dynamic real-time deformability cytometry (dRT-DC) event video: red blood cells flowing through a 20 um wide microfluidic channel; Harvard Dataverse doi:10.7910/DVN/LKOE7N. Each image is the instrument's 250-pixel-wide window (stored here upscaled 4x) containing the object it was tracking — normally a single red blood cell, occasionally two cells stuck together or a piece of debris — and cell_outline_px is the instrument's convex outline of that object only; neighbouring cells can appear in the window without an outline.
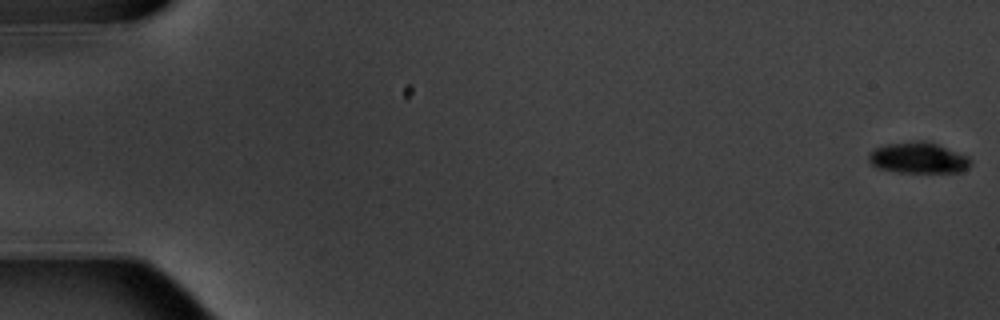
{"species": "common noctule bat (a hibernating species)", "species_latin": "Nyctalus noctula", "temperature_condition": "warm", "stored_images_in_passage": 6, "camera_frame_rate_fps": 3000, "um_per_image_px": 0.085, "animal": {"sex": "male", "body_mass_g": 20.1, "forearm_length_mm": 53.5}, "frame": {"image": 1, "passage_image": 1, "time_ms": 0.0, "image_size_px": [1000, 320], "cell_outline_px": [[972, 164], [968, 168], [960, 172], [896, 172], [876, 168], [868, 160], [868, 152], [884, 144], [912, 140], [928, 140], [968, 156], [972, 160]], "centroid_in_image_um": [78.05, 13.4], "position_along_channel_um": 7.0, "area_um2": 18.84}}
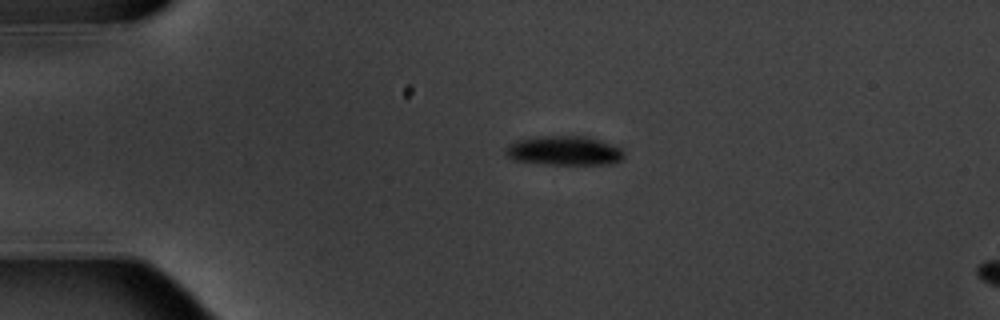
{"frame": {"image": 2, "passage_image": 4, "time_ms": 4.333, "image_size_px": [1000, 320], "cell_outline_px": [[624, 156], [620, 160], [612, 164], [540, 164], [512, 160], [504, 152], [504, 148], [508, 144], [516, 140], [536, 136], [588, 136], [600, 140], [620, 148], [624, 152]], "centroid_in_image_um": [47.9, 12.81], "position_along_channel_um": 37.1, "area_um2": 20.46}}